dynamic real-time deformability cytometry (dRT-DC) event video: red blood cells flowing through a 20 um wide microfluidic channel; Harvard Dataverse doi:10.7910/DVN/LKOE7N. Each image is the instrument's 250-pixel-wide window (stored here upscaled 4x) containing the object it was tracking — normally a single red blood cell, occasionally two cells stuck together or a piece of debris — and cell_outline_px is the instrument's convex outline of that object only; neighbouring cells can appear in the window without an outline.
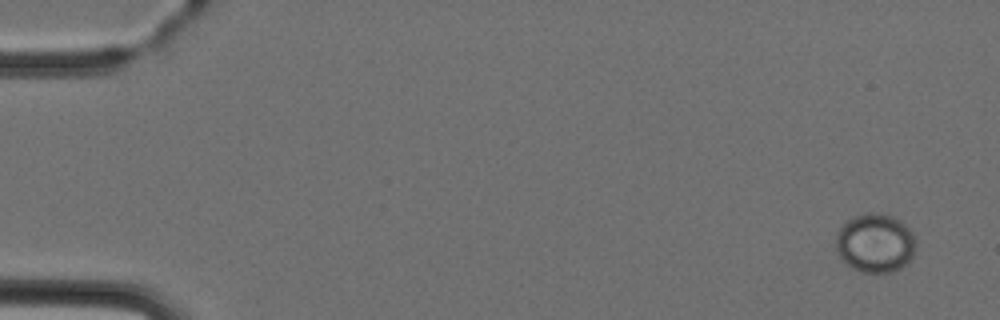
{"species": "Egyptian fruit bat (a non-hibernating species)", "species_latin": "Rousettus aegyptiacus", "temperature_condition": "cold", "stored_images_in_passage": 5, "camera_frame_rate_fps": 3000, "um_per_image_px": 0.085, "animal": {"sex": "female"}, "frame": {"image": 1, "passage_image": 1, "time_ms": 0.0, "image_size_px": [1000, 320], "cell_outline_px": [[916, 244], [912, 256], [900, 268], [892, 272], [860, 272], [852, 268], [836, 252], [836, 232], [848, 220], [856, 216], [868, 212], [892, 216], [904, 224], [912, 232], [916, 240]], "centroid_in_image_um": [74.38, 20.66], "position_along_channel_um": 10.6, "area_um2": 27.17}}
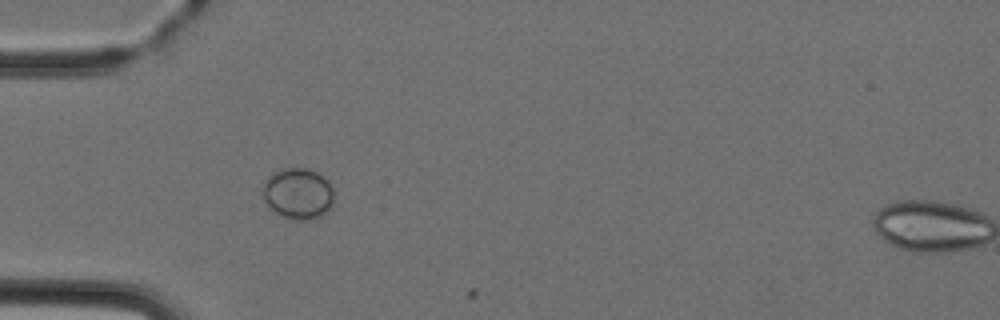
{"frame": {"image": 2, "passage_image": 4, "time_ms": 4.333, "image_size_px": [1000, 320], "cell_outline_px": [[332, 204], [320, 216], [308, 220], [292, 220], [276, 212], [264, 200], [264, 184], [272, 172], [284, 168], [304, 168], [316, 172], [328, 180], [332, 188]], "centroid_in_image_um": [25.34, 16.44], "position_along_channel_um": 59.7, "area_um2": 20.75}}